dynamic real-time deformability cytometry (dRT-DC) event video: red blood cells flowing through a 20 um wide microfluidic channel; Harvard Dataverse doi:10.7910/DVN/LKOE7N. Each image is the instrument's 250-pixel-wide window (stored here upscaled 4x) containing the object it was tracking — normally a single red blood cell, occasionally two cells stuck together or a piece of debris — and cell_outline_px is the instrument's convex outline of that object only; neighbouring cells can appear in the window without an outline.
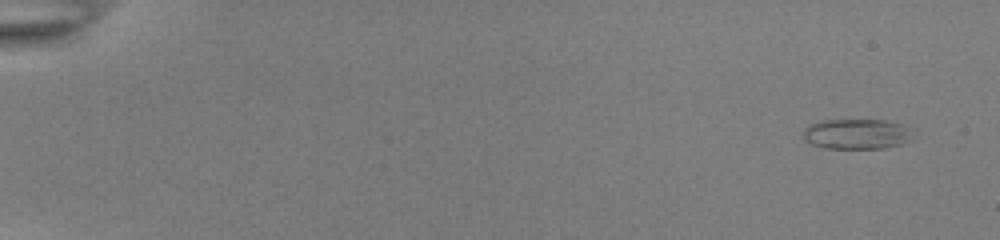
{"species": "common noctule bat (a hibernating species)", "species_latin": "Nyctalus noctula", "temperature_condition": "room temperature", "stored_images_in_passage": 52, "camera_frame_rate_fps": 3000, "um_per_image_px": 0.085, "animal": {"sex": "female", "body_mass_g": 22.0, "forearm_length_mm": 56.7}, "frame": {"image": 1, "passage_image": 1, "time_ms": 0.0, "image_size_px": [1000, 240], "cell_outline_px": [[912, 140], [900, 144], [884, 148], [824, 148], [812, 144], [804, 140], [804, 128], [808, 124], [820, 120], [888, 120], [900, 124], [904, 128]], "centroid_in_image_um": [72.72, 11.39], "position_along_channel_um": 12.3, "area_um2": 19.07}}
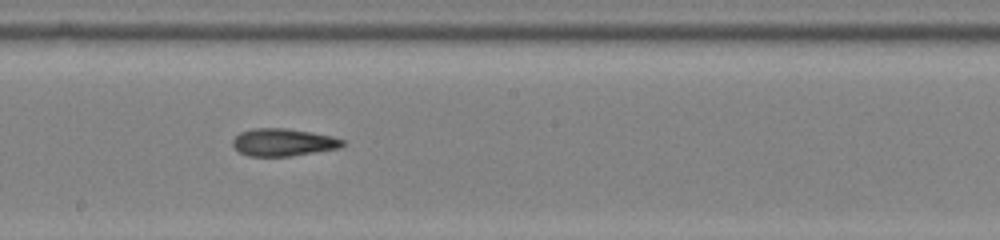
{"frame": {"image": 2, "passage_image": 30, "time_ms": 9.667, "image_size_px": [1000, 240], "cell_outline_px": [[344, 144], [340, 148], [288, 156], [248, 156], [240, 152], [232, 144], [232, 140], [240, 132], [252, 128], [288, 128], [312, 132], [332, 136], [344, 140]], "centroid_in_image_um": [24.06, 12.08], "position_along_channel_um": 224.1, "area_um2": 17.57}}
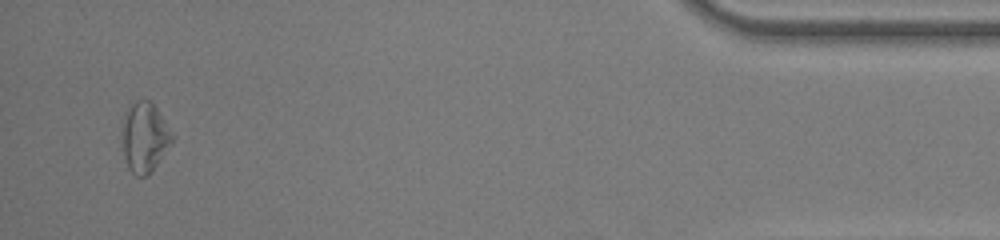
{"frame": {"image": 3, "passage_image": 50, "time_ms": 16.333, "image_size_px": [1000, 240], "cell_outline_px": [[176, 136], [152, 172], [144, 176], [136, 176], [128, 168], [124, 156], [120, 136], [120, 120], [132, 104], [136, 100], [152, 100]], "centroid_in_image_um": [12.28, 11.64], "position_along_channel_um": 422.9, "area_um2": 21.1}, "authors_computed_cell_mechanics": {"area_um2": 18.4382, "velocity_mm_per_s": 3.909, "shape_relaxation_time_tau1_ms": 7.4447, "shape_relaxation_time_tau2_ms": 4.7401, "deformation_change_tau1": 0.1546, "deformation_change_tau2": 0.1436}}